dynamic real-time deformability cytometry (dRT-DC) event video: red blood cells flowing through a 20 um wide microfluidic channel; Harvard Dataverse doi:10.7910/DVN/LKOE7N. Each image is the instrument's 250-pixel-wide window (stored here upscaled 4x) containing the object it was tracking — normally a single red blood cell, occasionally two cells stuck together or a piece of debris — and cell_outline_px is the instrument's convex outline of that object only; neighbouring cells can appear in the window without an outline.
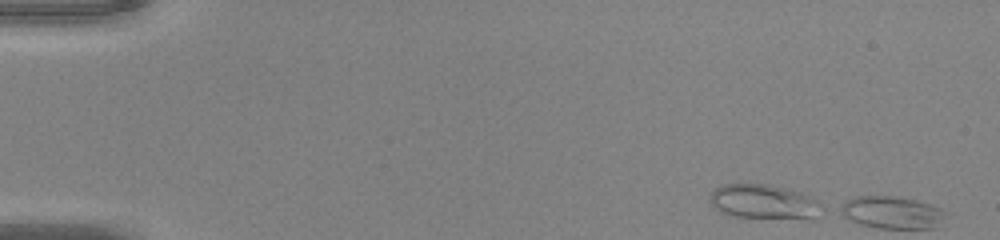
{"species": "common noctule bat (a hibernating species)", "species_latin": "Nyctalus noctula", "temperature_condition": "warm", "stored_images_in_passage": 4, "camera_frame_rate_fps": 3000, "um_per_image_px": 0.085, "animal": {"sex": "male", "body_mass_g": 20.0, "forearm_length_mm": 53.3}, "frame": {"image": 1, "passage_image": 2, "time_ms": 0.333, "image_size_px": [1000, 240], "cell_outline_px": [[824, 208], [812, 220], [732, 216], [720, 212], [712, 204], [708, 196], [716, 188], [724, 184], [768, 184], [800, 192], [824, 204]], "centroid_in_image_um": [64.97, 17.17], "position_along_channel_um": 20.0, "area_um2": 22.77}}